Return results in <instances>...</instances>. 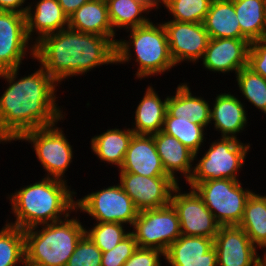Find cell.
Instances as JSON below:
<instances>
[{"instance_id": "cell-27", "label": "cell", "mask_w": 266, "mask_h": 266, "mask_svg": "<svg viewBox=\"0 0 266 266\" xmlns=\"http://www.w3.org/2000/svg\"><path fill=\"white\" fill-rule=\"evenodd\" d=\"M254 191L248 198L239 223L251 242L266 254V194Z\"/></svg>"}, {"instance_id": "cell-16", "label": "cell", "mask_w": 266, "mask_h": 266, "mask_svg": "<svg viewBox=\"0 0 266 266\" xmlns=\"http://www.w3.org/2000/svg\"><path fill=\"white\" fill-rule=\"evenodd\" d=\"M250 43L248 39L210 38L200 63L202 61L203 68L216 75H236L248 66Z\"/></svg>"}, {"instance_id": "cell-30", "label": "cell", "mask_w": 266, "mask_h": 266, "mask_svg": "<svg viewBox=\"0 0 266 266\" xmlns=\"http://www.w3.org/2000/svg\"><path fill=\"white\" fill-rule=\"evenodd\" d=\"M162 131L178 139L194 154L199 153L203 147L206 148L204 141L206 142L208 138L206 137L207 129L182 116L165 117Z\"/></svg>"}, {"instance_id": "cell-28", "label": "cell", "mask_w": 266, "mask_h": 266, "mask_svg": "<svg viewBox=\"0 0 266 266\" xmlns=\"http://www.w3.org/2000/svg\"><path fill=\"white\" fill-rule=\"evenodd\" d=\"M108 15L116 35L117 31H126L147 24L150 11L138 0H107Z\"/></svg>"}, {"instance_id": "cell-11", "label": "cell", "mask_w": 266, "mask_h": 266, "mask_svg": "<svg viewBox=\"0 0 266 266\" xmlns=\"http://www.w3.org/2000/svg\"><path fill=\"white\" fill-rule=\"evenodd\" d=\"M182 185L174 188L170 201L179 217L181 235L214 239L221 225L197 192L193 188L185 191Z\"/></svg>"}, {"instance_id": "cell-22", "label": "cell", "mask_w": 266, "mask_h": 266, "mask_svg": "<svg viewBox=\"0 0 266 266\" xmlns=\"http://www.w3.org/2000/svg\"><path fill=\"white\" fill-rule=\"evenodd\" d=\"M173 95H168L167 111L165 117H184L191 122L210 129L211 104L208 99L192 91L190 83L182 82L174 88ZM193 92V93H192ZM195 94V95H194Z\"/></svg>"}, {"instance_id": "cell-40", "label": "cell", "mask_w": 266, "mask_h": 266, "mask_svg": "<svg viewBox=\"0 0 266 266\" xmlns=\"http://www.w3.org/2000/svg\"><path fill=\"white\" fill-rule=\"evenodd\" d=\"M88 1L90 0H58V3L69 18L78 8Z\"/></svg>"}, {"instance_id": "cell-42", "label": "cell", "mask_w": 266, "mask_h": 266, "mask_svg": "<svg viewBox=\"0 0 266 266\" xmlns=\"http://www.w3.org/2000/svg\"><path fill=\"white\" fill-rule=\"evenodd\" d=\"M260 266H266V260L263 259Z\"/></svg>"}, {"instance_id": "cell-37", "label": "cell", "mask_w": 266, "mask_h": 266, "mask_svg": "<svg viewBox=\"0 0 266 266\" xmlns=\"http://www.w3.org/2000/svg\"><path fill=\"white\" fill-rule=\"evenodd\" d=\"M162 257V258H161ZM165 253L157 249L137 247L123 266H163Z\"/></svg>"}, {"instance_id": "cell-36", "label": "cell", "mask_w": 266, "mask_h": 266, "mask_svg": "<svg viewBox=\"0 0 266 266\" xmlns=\"http://www.w3.org/2000/svg\"><path fill=\"white\" fill-rule=\"evenodd\" d=\"M136 240L130 232L116 247L102 252L101 266H123L137 248Z\"/></svg>"}, {"instance_id": "cell-18", "label": "cell", "mask_w": 266, "mask_h": 266, "mask_svg": "<svg viewBox=\"0 0 266 266\" xmlns=\"http://www.w3.org/2000/svg\"><path fill=\"white\" fill-rule=\"evenodd\" d=\"M29 1L25 12L26 33L34 45L43 37L68 28L69 18L58 0Z\"/></svg>"}, {"instance_id": "cell-15", "label": "cell", "mask_w": 266, "mask_h": 266, "mask_svg": "<svg viewBox=\"0 0 266 266\" xmlns=\"http://www.w3.org/2000/svg\"><path fill=\"white\" fill-rule=\"evenodd\" d=\"M217 266H260L264 255L238 225L220 226L214 238Z\"/></svg>"}, {"instance_id": "cell-21", "label": "cell", "mask_w": 266, "mask_h": 266, "mask_svg": "<svg viewBox=\"0 0 266 266\" xmlns=\"http://www.w3.org/2000/svg\"><path fill=\"white\" fill-rule=\"evenodd\" d=\"M152 136L166 174L176 184H179L182 178L187 183L194 168V153L178 141V139L163 131Z\"/></svg>"}, {"instance_id": "cell-7", "label": "cell", "mask_w": 266, "mask_h": 266, "mask_svg": "<svg viewBox=\"0 0 266 266\" xmlns=\"http://www.w3.org/2000/svg\"><path fill=\"white\" fill-rule=\"evenodd\" d=\"M202 198L221 226L239 225L248 198L255 191L240 180L216 179L186 183Z\"/></svg>"}, {"instance_id": "cell-2", "label": "cell", "mask_w": 266, "mask_h": 266, "mask_svg": "<svg viewBox=\"0 0 266 266\" xmlns=\"http://www.w3.org/2000/svg\"><path fill=\"white\" fill-rule=\"evenodd\" d=\"M34 60L61 85L100 66L116 65V44L108 37L68 27L36 43Z\"/></svg>"}, {"instance_id": "cell-13", "label": "cell", "mask_w": 266, "mask_h": 266, "mask_svg": "<svg viewBox=\"0 0 266 266\" xmlns=\"http://www.w3.org/2000/svg\"><path fill=\"white\" fill-rule=\"evenodd\" d=\"M161 22L167 33L170 56L176 67L184 62L198 64L210 40L204 24L163 19Z\"/></svg>"}, {"instance_id": "cell-19", "label": "cell", "mask_w": 266, "mask_h": 266, "mask_svg": "<svg viewBox=\"0 0 266 266\" xmlns=\"http://www.w3.org/2000/svg\"><path fill=\"white\" fill-rule=\"evenodd\" d=\"M163 262L168 266H217L214 239L181 235L169 246Z\"/></svg>"}, {"instance_id": "cell-29", "label": "cell", "mask_w": 266, "mask_h": 266, "mask_svg": "<svg viewBox=\"0 0 266 266\" xmlns=\"http://www.w3.org/2000/svg\"><path fill=\"white\" fill-rule=\"evenodd\" d=\"M241 33L250 41L262 40L266 27V0H232Z\"/></svg>"}, {"instance_id": "cell-34", "label": "cell", "mask_w": 266, "mask_h": 266, "mask_svg": "<svg viewBox=\"0 0 266 266\" xmlns=\"http://www.w3.org/2000/svg\"><path fill=\"white\" fill-rule=\"evenodd\" d=\"M211 2L212 0H166L164 10L170 17L165 20L203 23Z\"/></svg>"}, {"instance_id": "cell-38", "label": "cell", "mask_w": 266, "mask_h": 266, "mask_svg": "<svg viewBox=\"0 0 266 266\" xmlns=\"http://www.w3.org/2000/svg\"><path fill=\"white\" fill-rule=\"evenodd\" d=\"M248 67L266 79V41L256 40L250 43Z\"/></svg>"}, {"instance_id": "cell-8", "label": "cell", "mask_w": 266, "mask_h": 266, "mask_svg": "<svg viewBox=\"0 0 266 266\" xmlns=\"http://www.w3.org/2000/svg\"><path fill=\"white\" fill-rule=\"evenodd\" d=\"M59 122L49 127L33 129L24 133L17 141L31 144L36 158L44 169V176L68 182L66 171L73 163L74 148ZM67 176H66V175Z\"/></svg>"}, {"instance_id": "cell-23", "label": "cell", "mask_w": 266, "mask_h": 266, "mask_svg": "<svg viewBox=\"0 0 266 266\" xmlns=\"http://www.w3.org/2000/svg\"><path fill=\"white\" fill-rule=\"evenodd\" d=\"M150 84V85H149ZM147 85L143 97L135 108L134 120L130 128L138 135H153L162 131L163 122L167 111L168 94L163 96L158 94L151 83Z\"/></svg>"}, {"instance_id": "cell-9", "label": "cell", "mask_w": 266, "mask_h": 266, "mask_svg": "<svg viewBox=\"0 0 266 266\" xmlns=\"http://www.w3.org/2000/svg\"><path fill=\"white\" fill-rule=\"evenodd\" d=\"M112 183L107 188L104 186L91 193L88 191L82 198L77 199L76 192L75 210L90 216V221L123 223L131 228L139 210L120 183Z\"/></svg>"}, {"instance_id": "cell-3", "label": "cell", "mask_w": 266, "mask_h": 266, "mask_svg": "<svg viewBox=\"0 0 266 266\" xmlns=\"http://www.w3.org/2000/svg\"><path fill=\"white\" fill-rule=\"evenodd\" d=\"M6 199L15 221L7 218L5 222L25 230L67 218L75 211L76 191L64 180L42 177L24 184Z\"/></svg>"}, {"instance_id": "cell-39", "label": "cell", "mask_w": 266, "mask_h": 266, "mask_svg": "<svg viewBox=\"0 0 266 266\" xmlns=\"http://www.w3.org/2000/svg\"><path fill=\"white\" fill-rule=\"evenodd\" d=\"M28 0H0V10L25 14Z\"/></svg>"}, {"instance_id": "cell-25", "label": "cell", "mask_w": 266, "mask_h": 266, "mask_svg": "<svg viewBox=\"0 0 266 266\" xmlns=\"http://www.w3.org/2000/svg\"><path fill=\"white\" fill-rule=\"evenodd\" d=\"M69 28L111 39L115 44L118 37L111 25L106 1L90 0L69 17Z\"/></svg>"}, {"instance_id": "cell-31", "label": "cell", "mask_w": 266, "mask_h": 266, "mask_svg": "<svg viewBox=\"0 0 266 266\" xmlns=\"http://www.w3.org/2000/svg\"><path fill=\"white\" fill-rule=\"evenodd\" d=\"M25 234L17 226L4 223L0 228V266H25Z\"/></svg>"}, {"instance_id": "cell-10", "label": "cell", "mask_w": 266, "mask_h": 266, "mask_svg": "<svg viewBox=\"0 0 266 266\" xmlns=\"http://www.w3.org/2000/svg\"><path fill=\"white\" fill-rule=\"evenodd\" d=\"M130 229L138 247L164 253L181 236L179 217L171 203L161 208L139 211Z\"/></svg>"}, {"instance_id": "cell-41", "label": "cell", "mask_w": 266, "mask_h": 266, "mask_svg": "<svg viewBox=\"0 0 266 266\" xmlns=\"http://www.w3.org/2000/svg\"><path fill=\"white\" fill-rule=\"evenodd\" d=\"M143 6H145L150 12L153 10L158 11L162 7L164 8L166 0H138ZM162 5V6H161Z\"/></svg>"}, {"instance_id": "cell-35", "label": "cell", "mask_w": 266, "mask_h": 266, "mask_svg": "<svg viewBox=\"0 0 266 266\" xmlns=\"http://www.w3.org/2000/svg\"><path fill=\"white\" fill-rule=\"evenodd\" d=\"M102 251L85 234L78 242L66 266H101Z\"/></svg>"}, {"instance_id": "cell-1", "label": "cell", "mask_w": 266, "mask_h": 266, "mask_svg": "<svg viewBox=\"0 0 266 266\" xmlns=\"http://www.w3.org/2000/svg\"><path fill=\"white\" fill-rule=\"evenodd\" d=\"M21 75V67L0 71L6 83L0 93V144H11L33 129L63 123L67 113L59 106V84L39 64ZM20 73V74H19ZM21 75V76H20ZM58 87V88H57ZM63 109V110H62ZM63 120V121H62Z\"/></svg>"}, {"instance_id": "cell-5", "label": "cell", "mask_w": 266, "mask_h": 266, "mask_svg": "<svg viewBox=\"0 0 266 266\" xmlns=\"http://www.w3.org/2000/svg\"><path fill=\"white\" fill-rule=\"evenodd\" d=\"M75 214V215H72ZM75 210L64 220L24 230L26 265L66 266L81 238L85 224Z\"/></svg>"}, {"instance_id": "cell-43", "label": "cell", "mask_w": 266, "mask_h": 266, "mask_svg": "<svg viewBox=\"0 0 266 266\" xmlns=\"http://www.w3.org/2000/svg\"><path fill=\"white\" fill-rule=\"evenodd\" d=\"M263 40H265V41H266V27H265V31H264Z\"/></svg>"}, {"instance_id": "cell-33", "label": "cell", "mask_w": 266, "mask_h": 266, "mask_svg": "<svg viewBox=\"0 0 266 266\" xmlns=\"http://www.w3.org/2000/svg\"><path fill=\"white\" fill-rule=\"evenodd\" d=\"M88 228L85 226V234L102 252H108L116 247L131 230L123 223L114 222H95Z\"/></svg>"}, {"instance_id": "cell-32", "label": "cell", "mask_w": 266, "mask_h": 266, "mask_svg": "<svg viewBox=\"0 0 266 266\" xmlns=\"http://www.w3.org/2000/svg\"><path fill=\"white\" fill-rule=\"evenodd\" d=\"M234 77L235 90H239L240 97L266 115V79L248 66L240 69Z\"/></svg>"}, {"instance_id": "cell-24", "label": "cell", "mask_w": 266, "mask_h": 266, "mask_svg": "<svg viewBox=\"0 0 266 266\" xmlns=\"http://www.w3.org/2000/svg\"><path fill=\"white\" fill-rule=\"evenodd\" d=\"M135 133L128 127L109 128L90 138V148L100 162L108 163L119 170L123 164L125 153ZM114 165V166H113Z\"/></svg>"}, {"instance_id": "cell-17", "label": "cell", "mask_w": 266, "mask_h": 266, "mask_svg": "<svg viewBox=\"0 0 266 266\" xmlns=\"http://www.w3.org/2000/svg\"><path fill=\"white\" fill-rule=\"evenodd\" d=\"M235 93L224 90V93L216 94L214 100L212 98L210 127L214 126L213 130L217 134L221 133V137L241 140L238 136L246 131L250 118L245 101L238 96L237 91Z\"/></svg>"}, {"instance_id": "cell-26", "label": "cell", "mask_w": 266, "mask_h": 266, "mask_svg": "<svg viewBox=\"0 0 266 266\" xmlns=\"http://www.w3.org/2000/svg\"><path fill=\"white\" fill-rule=\"evenodd\" d=\"M203 24L210 38L247 39L241 33L232 0H212Z\"/></svg>"}, {"instance_id": "cell-20", "label": "cell", "mask_w": 266, "mask_h": 266, "mask_svg": "<svg viewBox=\"0 0 266 266\" xmlns=\"http://www.w3.org/2000/svg\"><path fill=\"white\" fill-rule=\"evenodd\" d=\"M118 172H129L147 177H169L156 151L152 135H133Z\"/></svg>"}, {"instance_id": "cell-4", "label": "cell", "mask_w": 266, "mask_h": 266, "mask_svg": "<svg viewBox=\"0 0 266 266\" xmlns=\"http://www.w3.org/2000/svg\"><path fill=\"white\" fill-rule=\"evenodd\" d=\"M125 32L128 36H119L116 43V66L128 65L135 61L136 63L131 65H137L134 80L146 81V78L165 75V72L170 73L172 68H176L170 56L167 33L161 21L151 19L147 24Z\"/></svg>"}, {"instance_id": "cell-6", "label": "cell", "mask_w": 266, "mask_h": 266, "mask_svg": "<svg viewBox=\"0 0 266 266\" xmlns=\"http://www.w3.org/2000/svg\"><path fill=\"white\" fill-rule=\"evenodd\" d=\"M208 144L209 148L199 152L202 156L194 154V168L187 183L216 179L239 180V173L245 167L252 144L220 136Z\"/></svg>"}, {"instance_id": "cell-14", "label": "cell", "mask_w": 266, "mask_h": 266, "mask_svg": "<svg viewBox=\"0 0 266 266\" xmlns=\"http://www.w3.org/2000/svg\"><path fill=\"white\" fill-rule=\"evenodd\" d=\"M118 181L139 211L161 208L170 204L171 194L178 185L170 177H147L119 172Z\"/></svg>"}, {"instance_id": "cell-12", "label": "cell", "mask_w": 266, "mask_h": 266, "mask_svg": "<svg viewBox=\"0 0 266 266\" xmlns=\"http://www.w3.org/2000/svg\"><path fill=\"white\" fill-rule=\"evenodd\" d=\"M34 47L27 37L25 14L0 10V71L20 67L28 58L34 61Z\"/></svg>"}]
</instances>
